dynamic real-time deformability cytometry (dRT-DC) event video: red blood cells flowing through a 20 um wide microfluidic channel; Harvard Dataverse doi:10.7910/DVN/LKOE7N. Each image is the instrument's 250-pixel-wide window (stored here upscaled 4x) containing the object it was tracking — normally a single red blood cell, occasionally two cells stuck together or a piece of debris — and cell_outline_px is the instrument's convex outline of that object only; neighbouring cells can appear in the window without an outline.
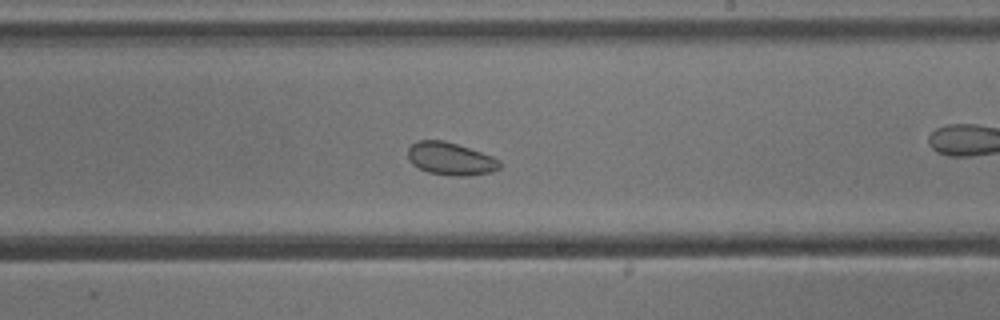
{"species": "common noctule bat (a hibernating species)", "species_latin": "Nyctalus noctula", "temperature_condition": "cold", "stored_images_in_passage": 55, "camera_frame_rate_fps": 3000, "um_per_image_px": 0.085, "animal": {"sex": "male", "body_mass_g": 13.3}, "frame": {"image": 1, "passage_image": 32, "time_ms": 10.333, "image_size_px": [1000, 320], "cell_outline_px": [[504, 164], [500, 168], [492, 172], [468, 176], [452, 176], [428, 172], [412, 164], [408, 160], [408, 148], [412, 144], [420, 140], [444, 140], [492, 156], [500, 160]], "centroid_in_image_um": [38.32, 13.51], "position_along_channel_um": 250.7, "area_um2": 17.57}}